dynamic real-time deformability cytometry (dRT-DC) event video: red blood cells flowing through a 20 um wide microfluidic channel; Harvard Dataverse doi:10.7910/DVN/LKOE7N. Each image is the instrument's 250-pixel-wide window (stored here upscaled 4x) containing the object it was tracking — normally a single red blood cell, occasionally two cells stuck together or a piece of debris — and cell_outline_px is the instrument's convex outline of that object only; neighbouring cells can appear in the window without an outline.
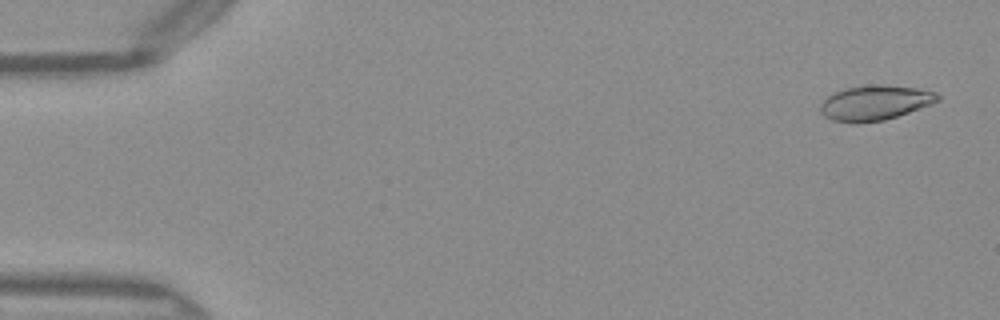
{"species": "Egyptian fruit bat (a non-hibernating species)", "species_latin": "Rousettus aegyptiacus", "temperature_condition": "warm", "stored_images_in_passage": 50, "camera_frame_rate_fps": 3000, "um_per_image_px": 0.085, "frame": {"image": 1, "passage_image": 2, "time_ms": 0.333, "image_size_px": [1000, 320], "cell_outline_px": [[940, 100], [908, 112], [884, 120], [856, 124], [852, 124], [832, 120], [824, 116], [820, 112], [820, 104], [832, 92], [844, 88], [880, 84], [916, 88], [936, 92], [940, 96]], "centroid_in_image_um": [74.32, 8.74], "position_along_channel_um": 10.7, "area_um2": 23.87}}
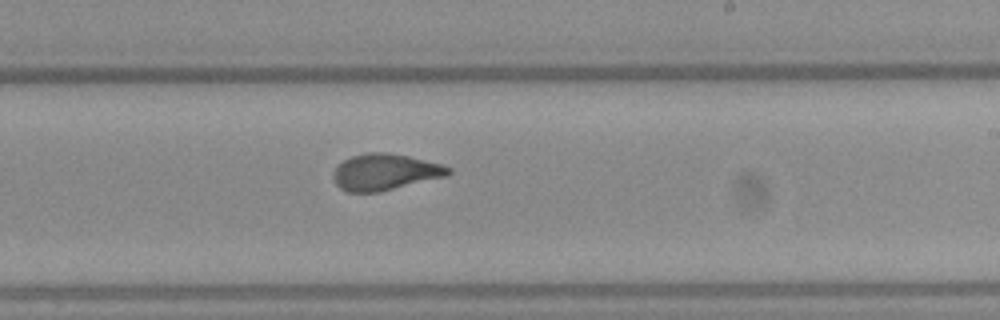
{"frame": {"image": 2, "passage_image": 30, "time_ms": 9.667, "image_size_px": [1000, 320], "cell_outline_px": [[452, 172], [448, 176], [380, 192], [348, 192], [340, 188], [336, 184], [332, 176], [336, 168], [344, 160], [352, 156], [368, 152], [388, 152], [408, 156], [440, 164], [452, 168]], "centroid_in_image_um": [32.74, 14.63], "position_along_channel_um": 256.3, "area_um2": 24.39}}
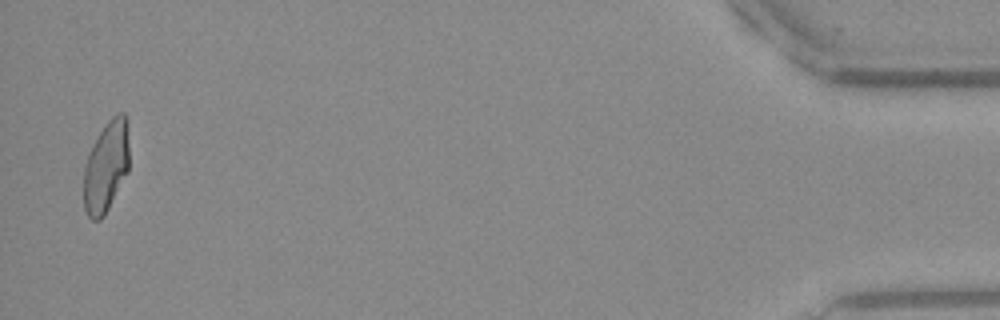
{"frame": {"image": 3, "passage_image": 49, "time_ms": 16.0, "image_size_px": [1000, 320], "cell_outline_px": [[128, 172], [104, 216], [100, 220], [92, 220], [88, 216], [84, 208], [84, 168], [88, 152], [92, 144], [104, 124], [112, 116], [120, 112], [124, 112], [128, 120]], "centroid_in_image_um": [9.02, 14.13], "position_along_channel_um": 426.2, "area_um2": 24.45}, "authors_computed_cell_mechanics": {"area_um2": 23.987, "velocity_mm_per_s": 4.0591, "shape_relaxation_time_tau1_ms": 6.1292, "shape_relaxation_time_tau2_ms": 0.9236, "deformation_change_tau1": 0.2103, "deformation_change_tau2": 0.0708}}